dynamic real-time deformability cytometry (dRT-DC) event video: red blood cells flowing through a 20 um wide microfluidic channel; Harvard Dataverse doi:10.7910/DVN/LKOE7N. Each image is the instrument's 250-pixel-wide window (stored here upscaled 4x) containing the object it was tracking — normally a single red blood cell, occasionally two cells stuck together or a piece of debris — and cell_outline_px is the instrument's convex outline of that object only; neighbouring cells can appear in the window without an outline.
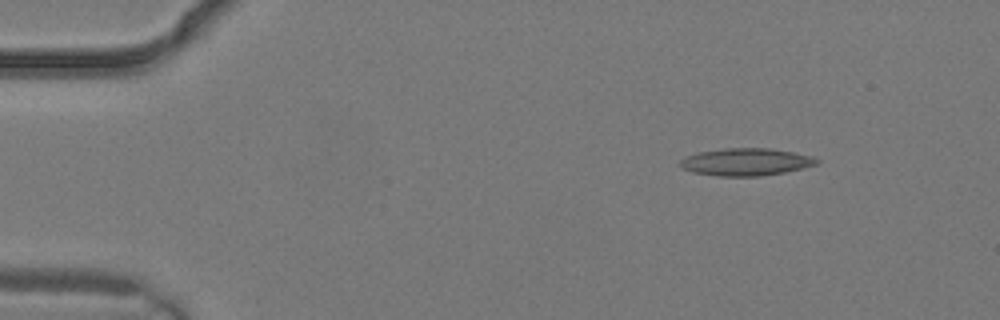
{"species": "common noctule bat (a hibernating species)", "species_latin": "Nyctalus noctula", "temperature_condition": "warm", "stored_images_in_passage": 2, "camera_frame_rate_fps": 3000, "um_per_image_px": 0.085, "animal": {"sex": "male", "body_mass_g": 19.2, "forearm_length_mm": 51.8}, "frame": {"image": 1, "passage_image": 1, "time_ms": 0.0, "image_size_px": [1000, 320], "cell_outline_px": [[820, 164], [784, 172], [760, 176], [720, 176], [692, 172], [680, 168], [680, 160], [696, 152], [724, 148], [772, 148], [812, 156], [820, 160]], "centroid_in_image_um": [63.41, 13.76], "position_along_channel_um": 21.6, "area_um2": 21.91}}